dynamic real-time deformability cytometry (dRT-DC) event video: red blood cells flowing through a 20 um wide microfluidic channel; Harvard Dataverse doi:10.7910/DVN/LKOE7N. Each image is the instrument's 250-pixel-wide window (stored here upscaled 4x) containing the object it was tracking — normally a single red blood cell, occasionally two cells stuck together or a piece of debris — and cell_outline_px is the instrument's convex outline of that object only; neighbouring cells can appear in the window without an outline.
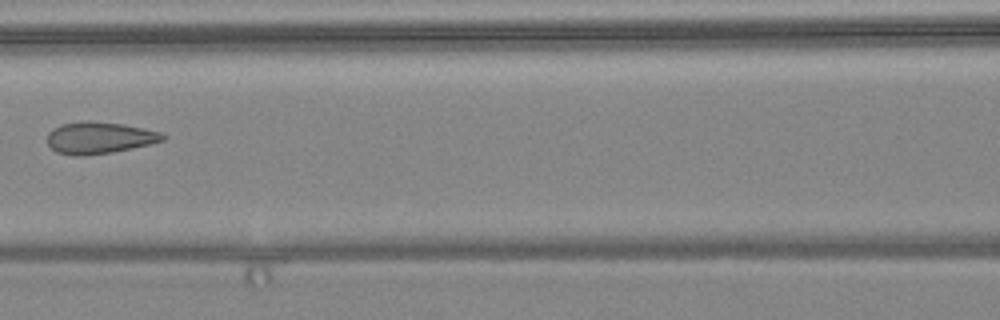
{"species": "common noctule bat (a hibernating species)", "species_latin": "Nyctalus noctula", "temperature_condition": "warm", "stored_images_in_passage": 7, "camera_frame_rate_fps": 3000, "um_per_image_px": 0.085, "animal": {"sex": "female", "body_mass_g": 24.6, "forearm_length_mm": 56.2}, "frame": {"image": 1, "passage_image": 6, "time_ms": 6.0, "image_size_px": [1000, 320], "cell_outline_px": [[164, 140], [148, 144], [112, 152], [84, 156], [72, 156], [56, 152], [48, 144], [48, 132], [52, 128], [60, 124], [80, 120], [88, 120], [124, 124], [144, 128], [160, 132], [164, 136]], "centroid_in_image_um": [8.38, 11.7], "position_along_channel_um": 158.2, "area_um2": 21.5}}
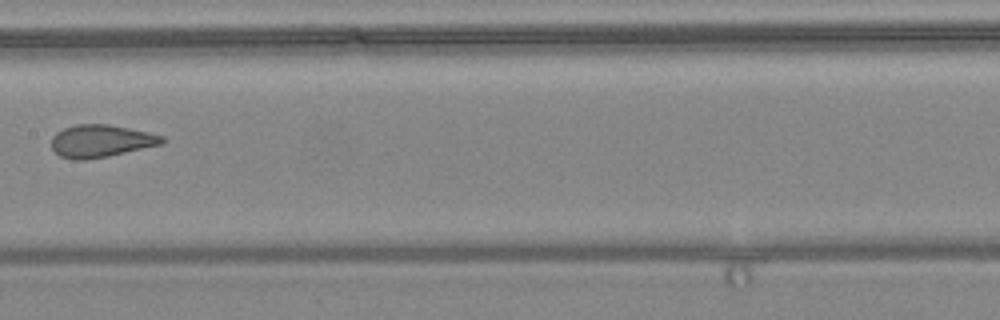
{"frame": {"image": 2, "passage_image": 7, "time_ms": 7.0, "image_size_px": [1000, 320], "cell_outline_px": [[164, 144], [108, 156], [84, 160], [72, 160], [60, 156], [52, 148], [52, 136], [56, 132], [64, 128], [76, 124], [108, 124], [148, 132], [164, 136]], "centroid_in_image_um": [8.58, 11.99], "position_along_channel_um": 198.8, "area_um2": 20.98}}